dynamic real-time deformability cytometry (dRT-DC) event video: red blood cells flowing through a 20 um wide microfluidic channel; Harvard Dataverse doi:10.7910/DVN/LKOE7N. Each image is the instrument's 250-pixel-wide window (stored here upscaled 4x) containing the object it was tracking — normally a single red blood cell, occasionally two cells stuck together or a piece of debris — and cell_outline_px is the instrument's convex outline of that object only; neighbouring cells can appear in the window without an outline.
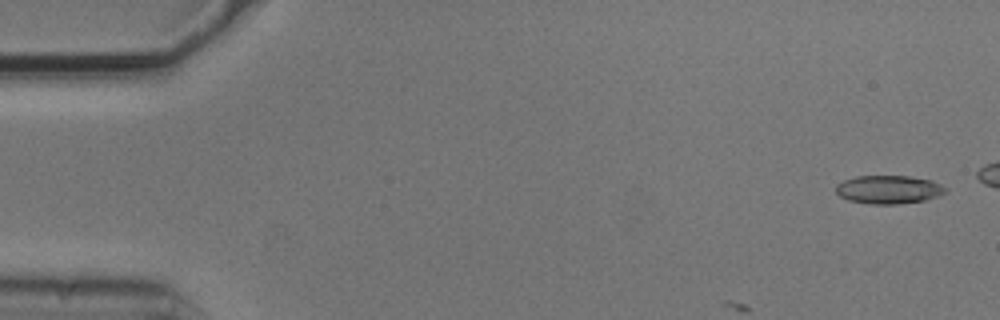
{"species": "common noctule bat (a hibernating species)", "species_latin": "Nyctalus noctula", "temperature_condition": "cold", "stored_images_in_passage": 5, "camera_frame_rate_fps": 3000, "um_per_image_px": 0.085, "animal": {"sex": "male", "body_mass_g": 20.5, "forearm_length_mm": 52.5}, "frame": {"image": 1, "passage_image": 1, "time_ms": 0.0, "image_size_px": [1000, 320], "cell_outline_px": [[948, 192], [924, 200], [896, 204], [868, 204], [848, 200], [840, 196], [836, 192], [836, 184], [844, 180], [856, 176], [908, 176], [932, 180], [948, 188]], "centroid_in_image_um": [75.54, 16.11], "position_along_channel_um": 9.5, "area_um2": 18.15}}
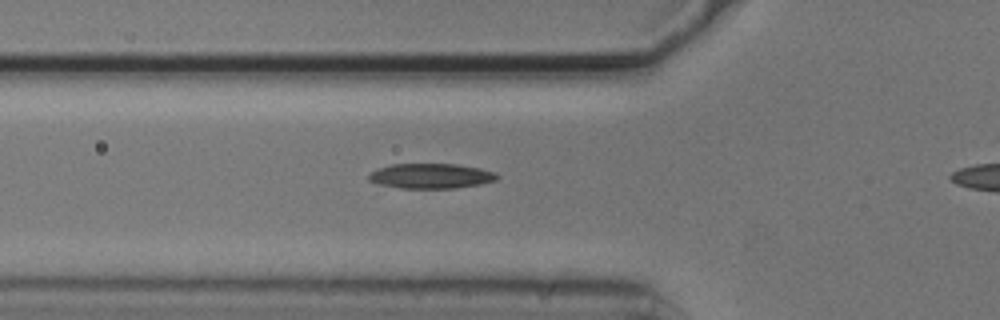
{"frame": {"image": 2, "passage_image": 5, "time_ms": 1.333, "image_size_px": [1000, 320], "cell_outline_px": [[500, 176], [496, 180], [480, 184], [456, 188], [400, 188], [376, 184], [368, 180], [368, 176], [376, 168], [392, 164], [456, 164], [480, 168], [496, 172]], "centroid_in_image_um": [36.62, 14.96], "position_along_channel_um": 89.2, "area_um2": 18.84}}